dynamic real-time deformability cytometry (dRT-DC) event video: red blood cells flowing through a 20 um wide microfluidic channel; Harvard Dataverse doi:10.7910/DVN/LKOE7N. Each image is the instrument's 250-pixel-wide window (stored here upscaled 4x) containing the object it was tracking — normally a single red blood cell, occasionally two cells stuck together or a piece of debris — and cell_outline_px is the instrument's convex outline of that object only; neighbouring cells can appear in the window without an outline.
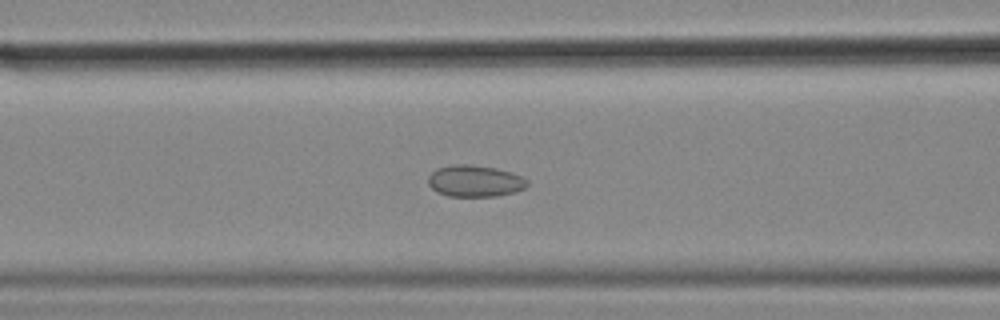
{"species": "common noctule bat (a hibernating species)", "species_latin": "Nyctalus noctula", "temperature_condition": "cold", "stored_images_in_passage": 56, "camera_frame_rate_fps": 3000, "um_per_image_px": 0.085, "animal": {"sex": "female", "body_mass_g": 18.4}, "frame": {"image": 1, "passage_image": 23, "time_ms": 7.333, "image_size_px": [1000, 320], "cell_outline_px": [[528, 184], [524, 188], [512, 192], [496, 196], [448, 196], [436, 192], [428, 184], [428, 176], [436, 168], [456, 164], [468, 164], [496, 168], [520, 176], [528, 180]], "centroid_in_image_um": [40.32, 15.38], "position_along_channel_um": 126.3, "area_um2": 18.09}}
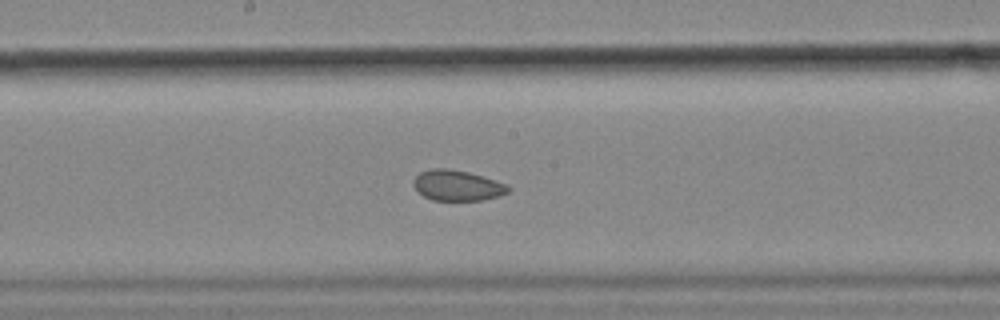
{"frame": {"image": 2, "passage_image": 30, "time_ms": 9.667, "image_size_px": [1000, 320], "cell_outline_px": [[512, 188], [508, 192], [500, 196], [480, 200], [432, 200], [416, 192], [412, 184], [412, 180], [420, 172], [432, 168], [448, 168], [468, 172], [508, 184]], "centroid_in_image_um": [38.84, 15.76], "position_along_channel_um": 209.4, "area_um2": 17.05}}
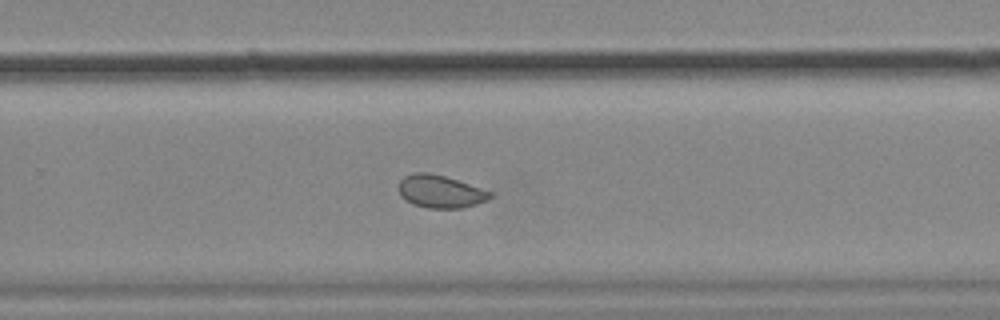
{"frame": {"image": 3, "passage_image": 37, "time_ms": 12.0, "image_size_px": [1000, 320], "cell_outline_px": [[492, 196], [488, 200], [476, 204], [460, 208], [428, 208], [412, 204], [400, 196], [400, 180], [404, 176], [412, 172], [428, 172], [444, 176], [492, 192]], "centroid_in_image_um": [37.41, 16.28], "position_along_channel_um": 292.4, "area_um2": 17.28}, "authors_computed_cell_mechanics": {"area_um2": 19.1318, "velocity_mm_per_s": 3.5714, "shape_relaxation_time_tau1_ms": null, "shape_relaxation_time_tau2_ms": 1.4071, "deformation_change_tau1": null, "deformation_change_tau2": 0.0471}}